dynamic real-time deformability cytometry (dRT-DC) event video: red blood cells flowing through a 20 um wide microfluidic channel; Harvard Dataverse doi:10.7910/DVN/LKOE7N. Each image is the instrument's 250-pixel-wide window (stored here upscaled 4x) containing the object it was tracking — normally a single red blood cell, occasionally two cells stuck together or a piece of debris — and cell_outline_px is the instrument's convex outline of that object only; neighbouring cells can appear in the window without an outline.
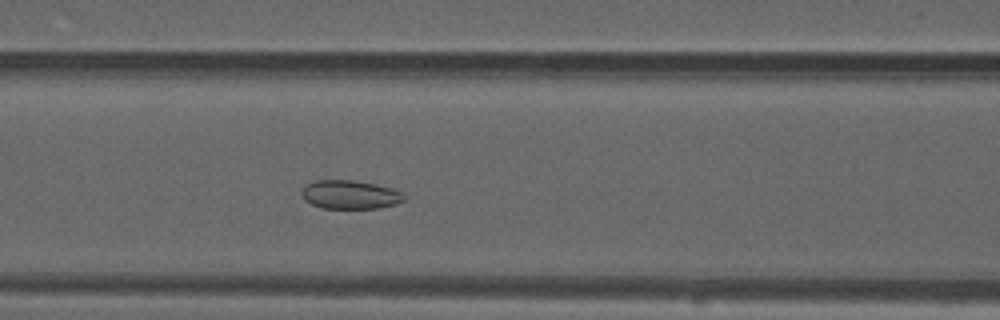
{"species": "common noctule bat (a hibernating species)", "species_latin": "Nyctalus noctula", "temperature_condition": "warm", "stored_images_in_passage": 49, "camera_frame_rate_fps": 3000, "um_per_image_px": 0.085, "animal": {"sex": "male", "forearm_length_mm": 52.5}, "frame": {"image": 1, "passage_image": 17, "time_ms": 5.333, "image_size_px": [1000, 320], "cell_outline_px": [[404, 200], [396, 204], [380, 208], [320, 208], [304, 200], [300, 192], [312, 180], [352, 180], [376, 184], [392, 188], [404, 192]], "centroid_in_image_um": [29.76, 16.54], "position_along_channel_um": 136.8, "area_um2": 17.22}}
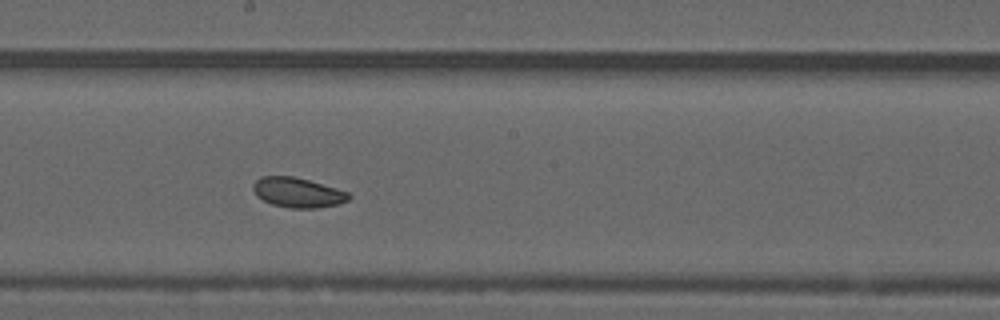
{"frame": {"image": 2, "passage_image": 24, "time_ms": 7.667, "image_size_px": [1000, 320], "cell_outline_px": [[352, 196], [348, 200], [336, 204], [316, 208], [292, 208], [272, 204], [256, 196], [252, 188], [252, 184], [260, 176], [292, 176], [308, 180], [336, 188], [348, 192]], "centroid_in_image_um": [25.27, 16.36], "position_along_channel_um": 222.9, "area_um2": 16.53}}
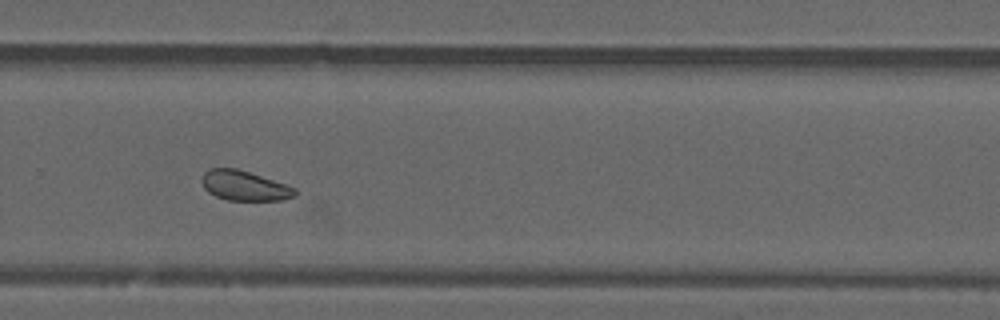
{"frame": {"image": 3, "passage_image": 31, "time_ms": 10.0, "image_size_px": [1000, 320], "cell_outline_px": [[296, 196], [280, 200], [228, 200], [216, 196], [208, 192], [204, 188], [200, 180], [204, 172], [208, 168], [236, 168], [296, 188]], "centroid_in_image_um": [20.73, 15.78], "position_along_channel_um": 309.1, "area_um2": 16.07}, "authors_computed_cell_mechanics": {"area_um2": 17.2822, "velocity_mm_per_s": 3.7132, "shape_relaxation_time_tau1_ms": null, "shape_relaxation_time_tau2_ms": 3.0418, "deformation_change_tau1": null, "deformation_change_tau2": 0.071}}